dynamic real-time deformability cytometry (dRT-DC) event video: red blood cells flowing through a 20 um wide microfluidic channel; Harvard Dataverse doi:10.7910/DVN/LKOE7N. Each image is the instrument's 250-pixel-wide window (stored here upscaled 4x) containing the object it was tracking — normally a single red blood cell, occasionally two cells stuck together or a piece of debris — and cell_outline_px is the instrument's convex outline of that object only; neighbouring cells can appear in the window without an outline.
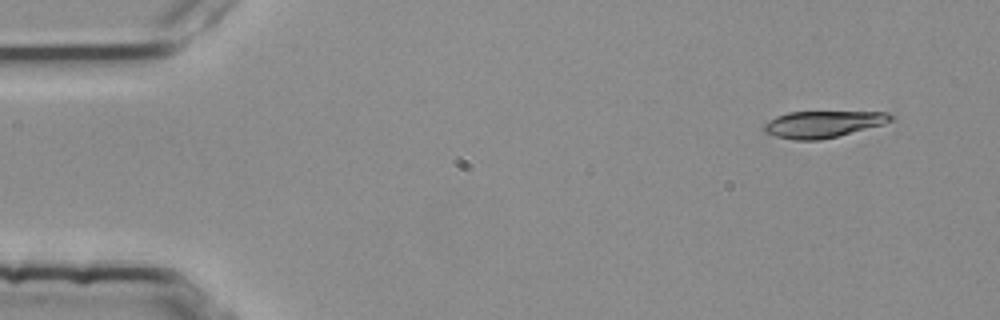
{"species": "common noctule bat (a hibernating species)", "species_latin": "Nyctalus noctula", "temperature_condition": "room temperature", "stored_images_in_passage": 4, "segment_of_instrument_passage": [1, 2], "camera_frame_rate_fps": 3000, "um_per_image_px": 0.085, "animal": {"sex": "female", "body_mass_g": 25.1}, "frame": {"image": 1, "passage_image": 1, "time_ms": 0.0, "image_size_px": [1000, 320], "cell_outline_px": [[896, 120], [884, 124], [820, 140], [796, 140], [776, 136], [764, 132], [764, 124], [768, 120], [776, 116], [788, 112], [888, 112], [896, 116]], "centroid_in_image_um": [69.99, 10.54], "position_along_channel_um": 15.0, "area_um2": 19.71}}
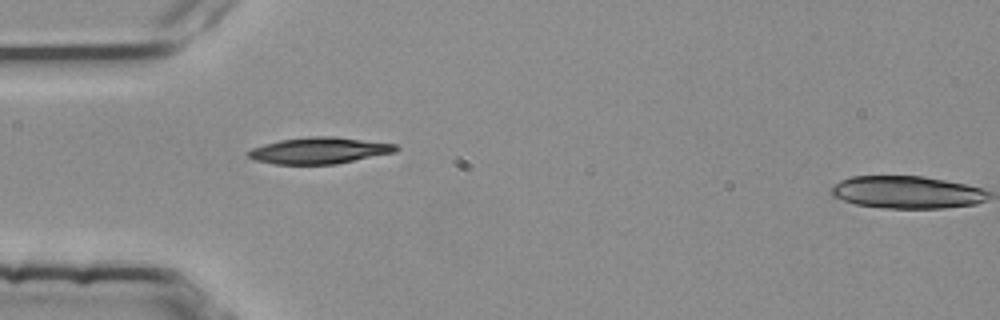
{"frame": {"image": 2, "passage_image": 3, "time_ms": 0.667, "image_size_px": [1000, 320], "cell_outline_px": [[400, 148], [396, 152], [336, 164], [276, 164], [256, 160], [248, 156], [244, 152], [252, 148], [264, 144], [280, 140], [308, 136], [332, 136], [396, 144]], "centroid_in_image_um": [27.14, 12.79], "position_along_channel_um": 57.9, "area_um2": 22.72}}